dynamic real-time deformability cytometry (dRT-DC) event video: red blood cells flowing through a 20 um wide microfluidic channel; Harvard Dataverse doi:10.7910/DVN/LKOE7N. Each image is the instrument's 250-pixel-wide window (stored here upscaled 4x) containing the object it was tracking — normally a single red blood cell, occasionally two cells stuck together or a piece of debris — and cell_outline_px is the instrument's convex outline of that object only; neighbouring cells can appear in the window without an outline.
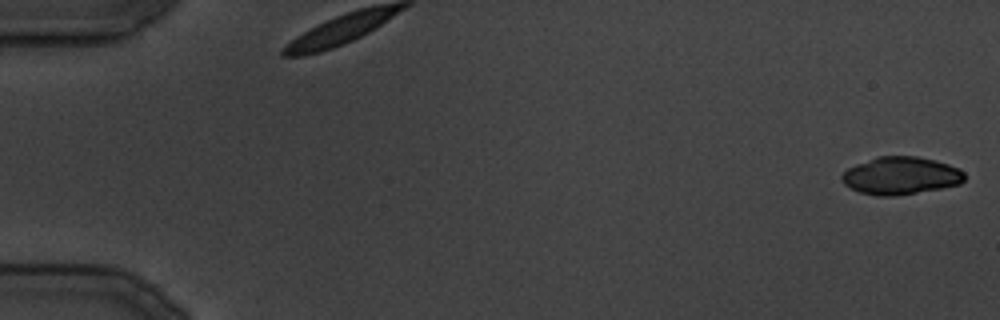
{"species": "common noctule bat (a hibernating species)", "species_latin": "Nyctalus noctula", "temperature_condition": "cold", "stored_images_in_passage": 34, "camera_frame_rate_fps": 3000, "um_per_image_px": 0.085, "animal": {"sex": "male", "body_mass_g": 19.5, "forearm_length_mm": 54.6}, "frame": {"image": 1, "passage_image": 1, "time_ms": 0.0, "image_size_px": [1000, 320], "cell_outline_px": [[964, 180], [960, 184], [940, 188], [896, 196], [876, 196], [860, 192], [844, 184], [840, 176], [848, 168], [856, 164], [876, 156], [916, 156], [936, 160], [960, 168], [964, 172]], "centroid_in_image_um": [76.56, 14.92], "position_along_channel_um": 8.4, "area_um2": 26.93}}
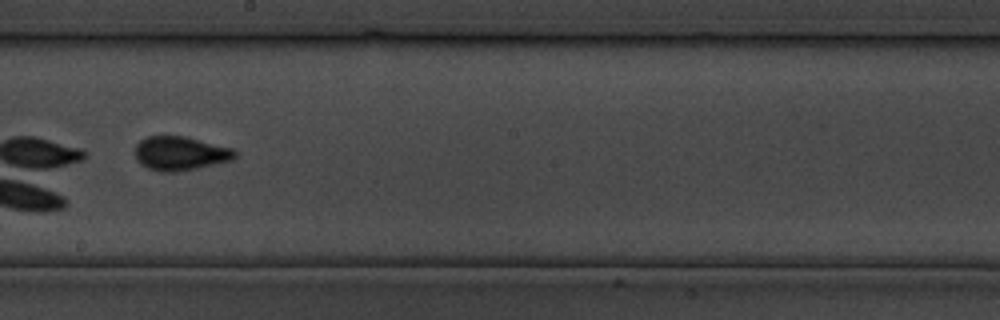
{"frame": {"image": 2, "passage_image": 20, "time_ms": 24.0, "image_size_px": [1000, 320], "cell_outline_px": [[236, 156], [232, 160], [180, 172], [160, 172], [148, 168], [140, 164], [136, 160], [136, 144], [140, 140], [148, 136], [184, 136], [232, 148], [236, 152]], "centroid_in_image_um": [15.3, 13.05], "position_along_channel_um": 232.9, "area_um2": 19.77}}